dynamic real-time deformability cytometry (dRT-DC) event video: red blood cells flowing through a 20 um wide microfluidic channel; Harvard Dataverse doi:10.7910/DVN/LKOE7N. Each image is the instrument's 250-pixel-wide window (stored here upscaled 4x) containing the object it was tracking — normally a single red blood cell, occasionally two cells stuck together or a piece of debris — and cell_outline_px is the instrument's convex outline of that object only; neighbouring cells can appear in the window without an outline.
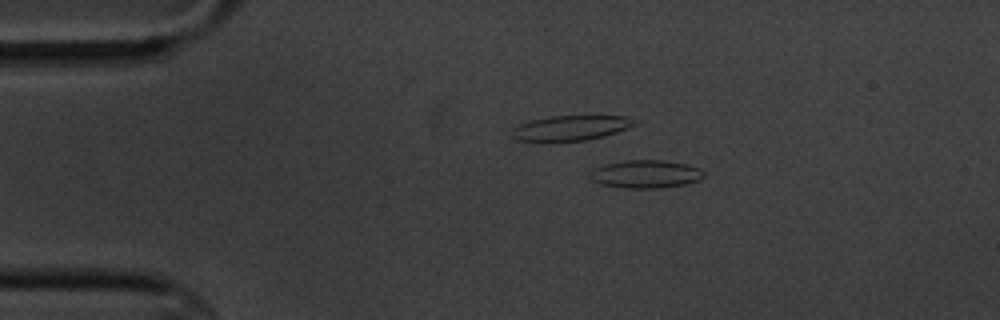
{"species": "common noctule bat (a hibernating species)", "species_latin": "Nyctalus noctula", "temperature_condition": "cold", "stored_images_in_passage": 5, "camera_frame_rate_fps": 3000, "um_per_image_px": 0.085, "animal": {"sex": "male", "body_mass_g": 20.1, "forearm_length_mm": 53.5}, "frame": {"image": 1, "passage_image": 4, "time_ms": 3.667, "image_size_px": [1000, 320], "cell_outline_px": [[704, 176], [696, 180], [684, 184], [660, 188], [628, 188], [600, 184], [592, 180], [592, 168], [604, 164], [628, 160], [664, 160], [688, 164], [700, 168], [704, 172]], "centroid_in_image_um": [54.89, 14.78], "position_along_channel_um": 30.1, "area_um2": 18.44}}